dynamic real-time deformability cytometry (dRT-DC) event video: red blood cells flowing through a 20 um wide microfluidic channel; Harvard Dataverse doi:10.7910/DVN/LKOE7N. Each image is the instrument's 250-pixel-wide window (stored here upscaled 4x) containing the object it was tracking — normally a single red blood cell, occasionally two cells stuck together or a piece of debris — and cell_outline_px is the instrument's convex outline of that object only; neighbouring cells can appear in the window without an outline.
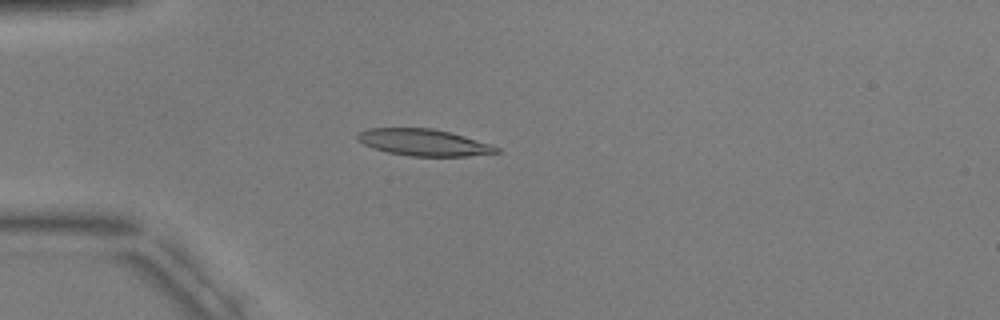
{"species": "common noctule bat (a hibernating species)", "species_latin": "Nyctalus noctula", "temperature_condition": "warm", "stored_images_in_passage": 4, "camera_frame_rate_fps": 3000, "um_per_image_px": 0.085, "animal": {"sex": "male", "body_mass_g": 17.9, "forearm_length_mm": 54.2}, "frame": {"image": 1, "passage_image": 3, "time_ms": 2.333, "image_size_px": [1000, 320], "cell_outline_px": [[500, 152], [468, 156], [408, 156], [388, 152], [372, 148], [356, 140], [356, 136], [360, 132], [368, 128], [432, 128], [464, 136], [500, 148]], "centroid_in_image_um": [35.97, 12.11], "position_along_channel_um": 49.0, "area_um2": 21.44}}